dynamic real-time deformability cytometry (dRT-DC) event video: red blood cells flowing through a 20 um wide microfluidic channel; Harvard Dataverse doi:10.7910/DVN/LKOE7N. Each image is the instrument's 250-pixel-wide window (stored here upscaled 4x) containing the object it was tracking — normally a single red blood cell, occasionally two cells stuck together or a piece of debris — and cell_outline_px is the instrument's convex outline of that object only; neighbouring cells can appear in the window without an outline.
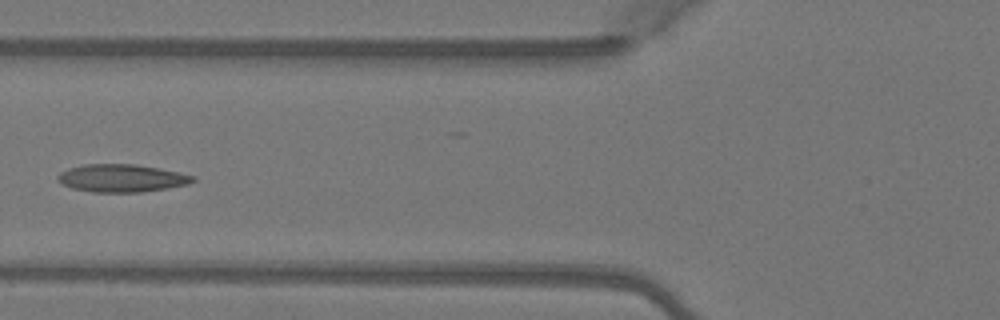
{"species": "Egyptian fruit bat (a non-hibernating species)", "species_latin": "Rousettus aegyptiacus", "temperature_condition": "warm", "stored_images_in_passage": 4, "camera_frame_rate_fps": 3000, "um_per_image_px": 0.085, "animal": {"sex": "female"}, "frame": {"image": 1, "passage_image": 4, "time_ms": 1.0, "image_size_px": [1000, 320], "cell_outline_px": [[196, 180], [188, 184], [168, 188], [140, 192], [92, 192], [72, 188], [56, 180], [56, 176], [60, 172], [68, 168], [84, 164], [136, 164], [160, 168], [180, 172], [196, 176]], "centroid_in_image_um": [10.35, 15.13], "position_along_channel_um": 115.4, "area_um2": 22.02}}